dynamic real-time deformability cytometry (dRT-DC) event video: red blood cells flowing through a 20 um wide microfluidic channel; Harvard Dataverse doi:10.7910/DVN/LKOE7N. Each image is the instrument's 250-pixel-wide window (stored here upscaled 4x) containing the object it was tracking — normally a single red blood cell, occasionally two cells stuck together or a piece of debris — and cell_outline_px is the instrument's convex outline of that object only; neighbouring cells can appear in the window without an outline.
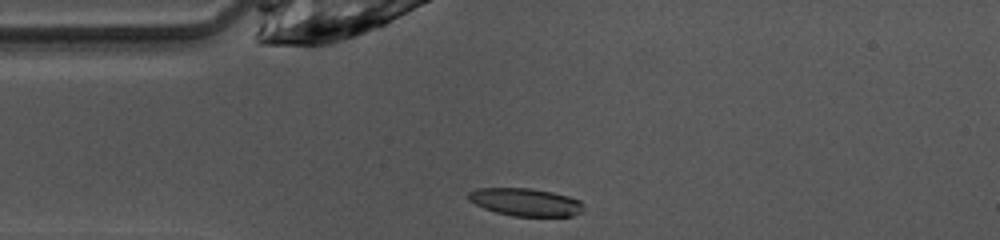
{"species": "common noctule bat (a hibernating species)", "species_latin": "Nyctalus noctula", "temperature_condition": "warm", "stored_images_in_passage": 38, "camera_frame_rate_fps": 3000, "um_per_image_px": 0.085, "animal": {"sex": "female", "body_mass_g": 10.0, "forearm_length_mm": 53.1}, "frame": {"image": 1, "passage_image": 1, "time_ms": 0.0, "image_size_px": [1000, 240], "cell_outline_px": [[584, 212], [572, 216], [512, 216], [496, 212], [484, 208], [468, 200], [468, 192], [476, 188], [532, 188], [552, 192], [568, 196], [580, 200], [584, 204]], "centroid_in_image_um": [44.7, 17.18], "position_along_channel_um": 40.3, "area_um2": 18.79}}
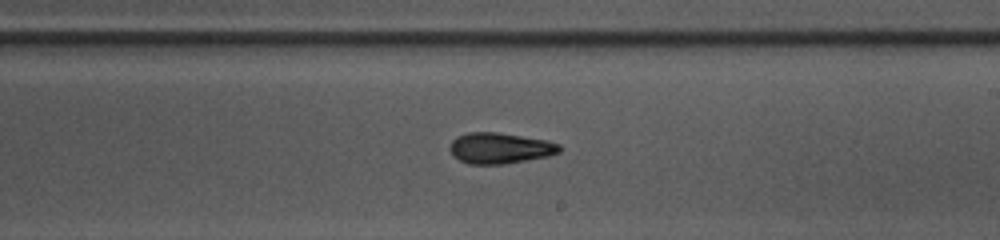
{"frame": {"image": 2, "passage_image": 17, "time_ms": 5.333, "image_size_px": [1000, 240], "cell_outline_px": [[560, 152], [548, 156], [504, 164], [468, 164], [452, 156], [448, 148], [452, 140], [456, 136], [468, 132], [496, 132], [548, 140], [560, 144]], "centroid_in_image_um": [42.46, 12.59], "position_along_channel_um": 246.5, "area_um2": 19.88}}
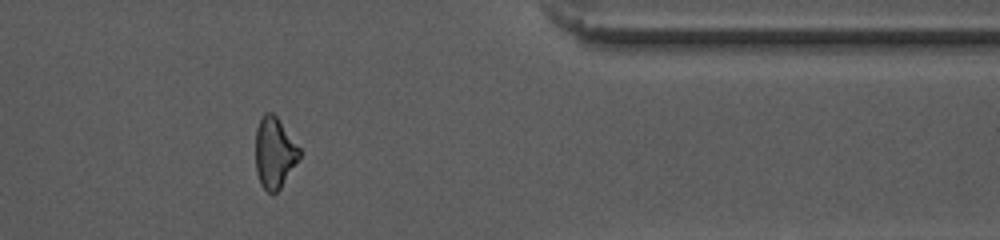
{"frame": {"image": 3, "passage_image": 29, "time_ms": 9.333, "image_size_px": [1000, 240], "cell_outline_px": [[300, 160], [280, 188], [276, 192], [268, 192], [260, 184], [256, 172], [256, 128], [264, 112], [272, 112], [276, 116], [300, 148]], "centroid_in_image_um": [23.34, 12.99], "position_along_channel_um": 388.1, "area_um2": 18.15}, "authors_computed_cell_mechanics": {"area_um2": 19.5075, "velocity_mm_per_s": 4.1091, "shape_relaxation_time_tau1_ms": 5.8938, "shape_relaxation_time_tau2_ms": 4.7784, "deformation_change_tau1": 0.1631, "deformation_change_tau2": 0.1112}}